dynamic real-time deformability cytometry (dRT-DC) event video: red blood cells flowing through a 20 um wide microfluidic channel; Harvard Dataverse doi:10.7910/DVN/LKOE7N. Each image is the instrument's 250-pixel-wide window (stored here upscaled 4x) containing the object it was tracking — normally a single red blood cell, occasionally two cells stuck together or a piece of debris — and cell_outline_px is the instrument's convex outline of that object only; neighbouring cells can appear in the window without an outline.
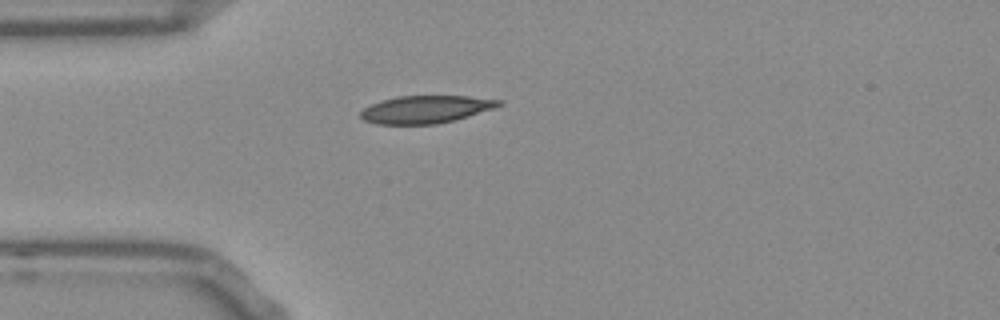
{"species": "Egyptian fruit bat (a non-hibernating species)", "species_latin": "Rousettus aegyptiacus", "temperature_condition": "room temperature", "stored_images_in_passage": 33, "camera_frame_rate_fps": 3000, "um_per_image_px": 0.085, "frame": {"image": 1, "passage_image": 1, "time_ms": 0.0, "image_size_px": [1000, 320], "cell_outline_px": [[504, 104], [468, 116], [436, 124], [376, 124], [364, 120], [360, 116], [360, 112], [364, 108], [380, 100], [396, 96], [468, 96], [504, 100]], "centroid_in_image_um": [36.18, 9.28], "position_along_channel_um": 48.8, "area_um2": 22.14}}
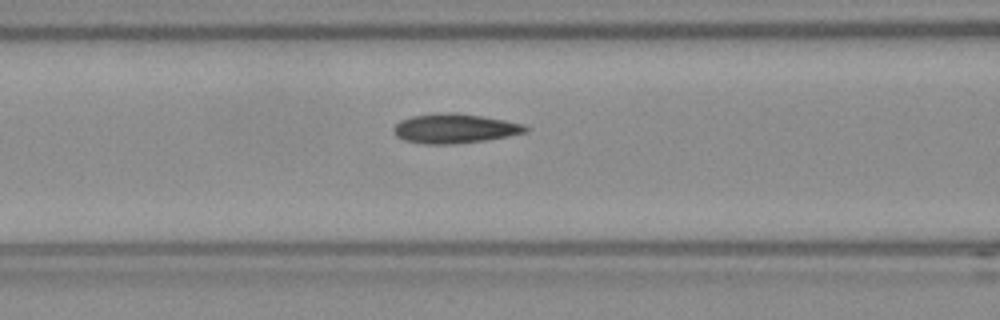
{"frame": {"image": 2, "passage_image": 8, "time_ms": 2.333, "image_size_px": [1000, 320], "cell_outline_px": [[528, 128], [524, 132], [508, 136], [484, 140], [452, 144], [424, 144], [404, 140], [396, 136], [392, 128], [400, 120], [412, 116], [444, 112], [456, 112], [504, 120], [524, 124]], "centroid_in_image_um": [38.6, 10.92], "position_along_channel_um": 128.0, "area_um2": 22.48}}
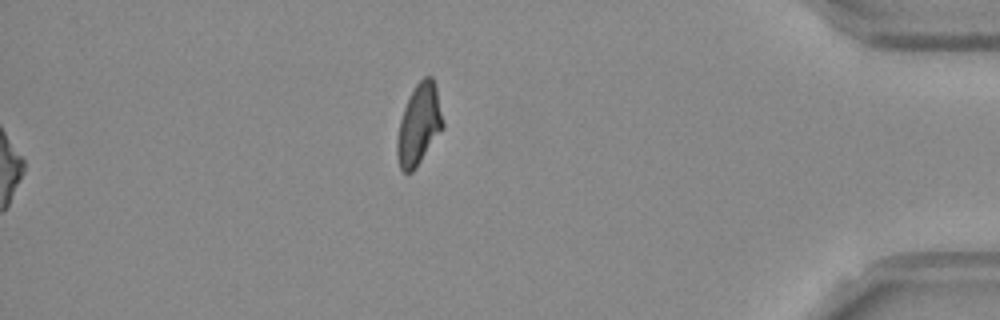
{"frame": {"image": 3, "passage_image": 33, "time_ms": 10.667, "image_size_px": [1000, 320], "cell_outline_px": [[444, 128], [412, 172], [404, 172], [400, 168], [396, 156], [396, 140], [400, 120], [404, 108], [416, 84], [424, 76], [432, 76], [436, 88], [444, 124]], "centroid_in_image_um": [35.6, 10.6], "position_along_channel_um": 399.6, "area_um2": 21.33}, "authors_computed_cell_mechanics": {"area_um2": 21.7328, "velocity_mm_per_s": 3.7739, "shape_relaxation_time_tau1_ms": 9.5699, "shape_relaxation_time_tau2_ms": 2.3204, "deformation_change_tau1": 0.219, "deformation_change_tau2": 0.0762}}